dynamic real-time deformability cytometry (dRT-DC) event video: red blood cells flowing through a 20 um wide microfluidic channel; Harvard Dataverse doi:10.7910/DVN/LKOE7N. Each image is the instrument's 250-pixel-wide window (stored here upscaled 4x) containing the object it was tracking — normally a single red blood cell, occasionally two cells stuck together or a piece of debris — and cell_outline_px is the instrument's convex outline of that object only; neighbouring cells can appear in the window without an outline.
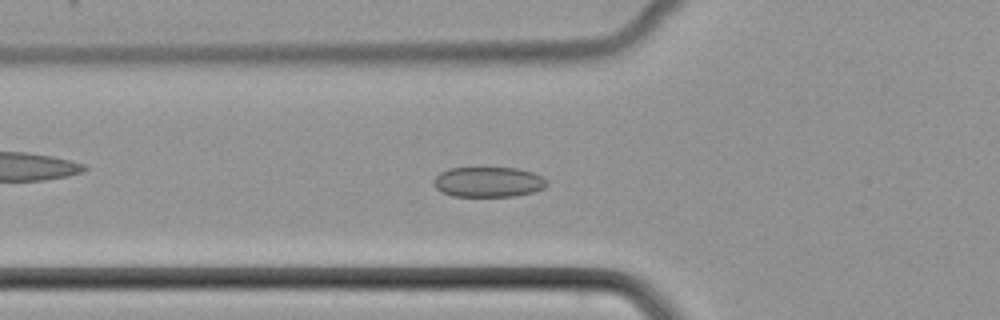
{"species": "common noctule bat (a hibernating species)", "species_latin": "Nyctalus noctula", "temperature_condition": "cold", "stored_images_in_passage": 39, "camera_frame_rate_fps": 3000, "um_per_image_px": 0.085, "animal": {"sex": "female", "body_mass_g": 22.7, "forearm_length_mm": 54.2}, "frame": {"image": 1, "passage_image": 6, "time_ms": 1.667, "image_size_px": [1000, 320], "cell_outline_px": [[548, 184], [544, 188], [532, 192], [516, 196], [452, 196], [440, 192], [436, 188], [436, 176], [440, 172], [448, 168], [516, 168], [532, 172], [548, 180]], "centroid_in_image_um": [41.53, 15.47], "position_along_channel_um": 84.3, "area_um2": 19.83}}
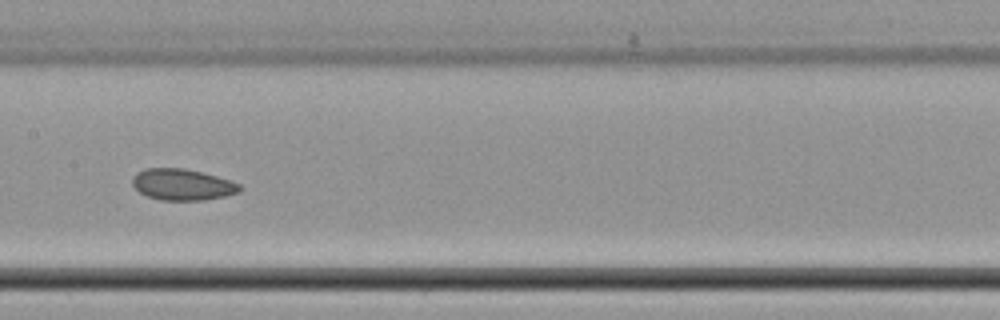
{"frame": {"image": 2, "passage_image": 14, "time_ms": 4.333, "image_size_px": [1000, 320], "cell_outline_px": [[240, 192], [224, 196], [204, 200], [160, 200], [148, 196], [140, 192], [132, 184], [132, 176], [136, 172], [144, 168], [184, 168], [204, 172], [232, 180], [240, 184]], "centroid_in_image_um": [15.51, 15.67], "position_along_channel_um": 191.9, "area_um2": 19.77}}
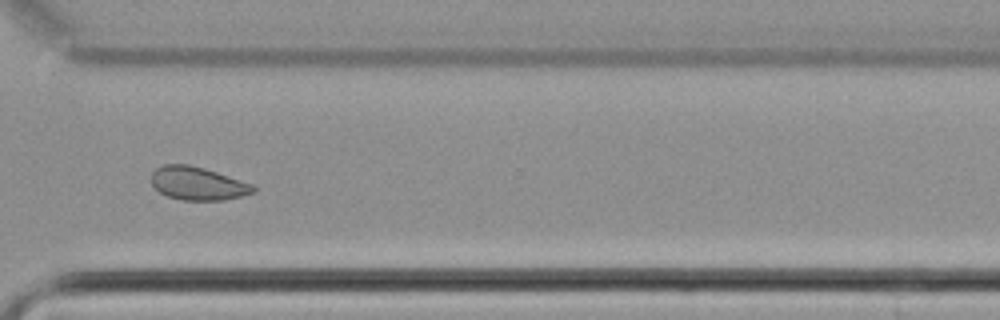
{"frame": {"image": 3, "passage_image": 26, "time_ms": 8.333, "image_size_px": [1000, 320], "cell_outline_px": [[256, 192], [224, 200], [180, 200], [168, 196], [160, 192], [152, 184], [152, 172], [156, 168], [164, 164], [188, 164], [204, 168], [252, 184], [256, 188]], "centroid_in_image_um": [16.8, 15.59], "position_along_channel_um": 353.8, "area_um2": 19.59}}